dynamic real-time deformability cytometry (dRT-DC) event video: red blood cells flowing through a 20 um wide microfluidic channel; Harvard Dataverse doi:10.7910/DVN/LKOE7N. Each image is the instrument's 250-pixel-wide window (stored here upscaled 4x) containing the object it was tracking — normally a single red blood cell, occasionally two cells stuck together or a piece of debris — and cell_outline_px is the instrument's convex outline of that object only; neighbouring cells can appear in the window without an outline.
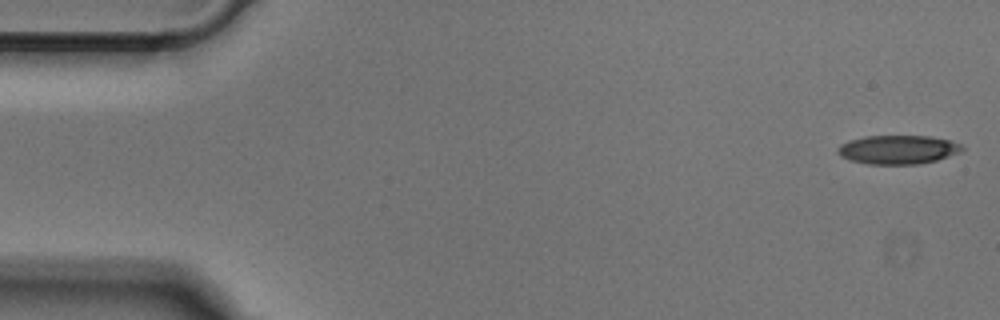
{"species": "Egyptian fruit bat (a non-hibernating species)", "species_latin": "Rousettus aegyptiacus", "temperature_condition": "cold", "stored_images_in_passage": 10, "camera_frame_rate_fps": 3000, "um_per_image_px": 0.085, "animal": {"sex": "male"}, "frame": {"image": 1, "passage_image": 1, "time_ms": 0.0, "image_size_px": [1000, 320], "cell_outline_px": [[964, 148], [960, 152], [936, 160], [920, 164], [868, 164], [848, 160], [840, 156], [836, 152], [836, 148], [840, 144], [848, 140], [864, 136], [928, 136], [948, 140], [960, 144]], "centroid_in_image_um": [76.25, 12.72], "position_along_channel_um": 8.7, "area_um2": 20.98}}